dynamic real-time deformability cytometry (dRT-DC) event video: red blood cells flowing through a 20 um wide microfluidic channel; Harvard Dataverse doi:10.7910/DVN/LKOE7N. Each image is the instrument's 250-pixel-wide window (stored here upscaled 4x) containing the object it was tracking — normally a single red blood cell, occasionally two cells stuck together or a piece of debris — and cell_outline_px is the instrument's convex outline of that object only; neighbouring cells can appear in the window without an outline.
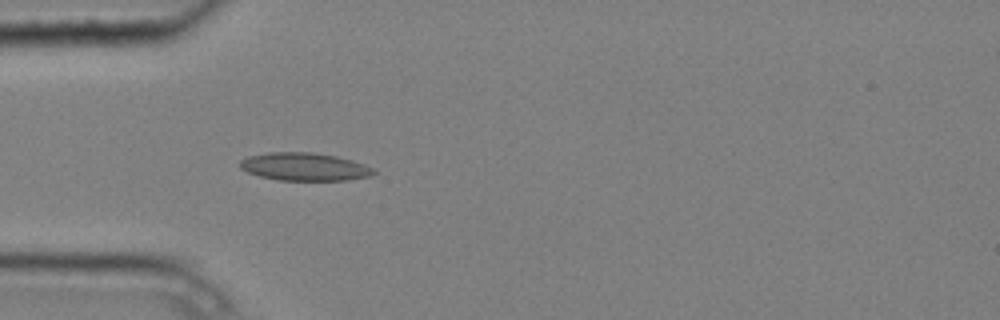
{"species": "common noctule bat (a hibernating species)", "species_latin": "Nyctalus noctula", "temperature_condition": "cold", "stored_images_in_passage": 5, "camera_frame_rate_fps": 3000, "um_per_image_px": 0.085, "animal": {"sex": "male", "body_mass_g": 20.4}, "frame": {"image": 1, "passage_image": 5, "time_ms": 1.333, "image_size_px": [1000, 320], "cell_outline_px": [[376, 172], [372, 176], [348, 180], [280, 180], [260, 176], [248, 172], [240, 168], [240, 160], [248, 156], [268, 152], [312, 152], [336, 156], [352, 160], [364, 164], [372, 168]], "centroid_in_image_um": [25.89, 14.17], "position_along_channel_um": 59.1, "area_um2": 21.73}}